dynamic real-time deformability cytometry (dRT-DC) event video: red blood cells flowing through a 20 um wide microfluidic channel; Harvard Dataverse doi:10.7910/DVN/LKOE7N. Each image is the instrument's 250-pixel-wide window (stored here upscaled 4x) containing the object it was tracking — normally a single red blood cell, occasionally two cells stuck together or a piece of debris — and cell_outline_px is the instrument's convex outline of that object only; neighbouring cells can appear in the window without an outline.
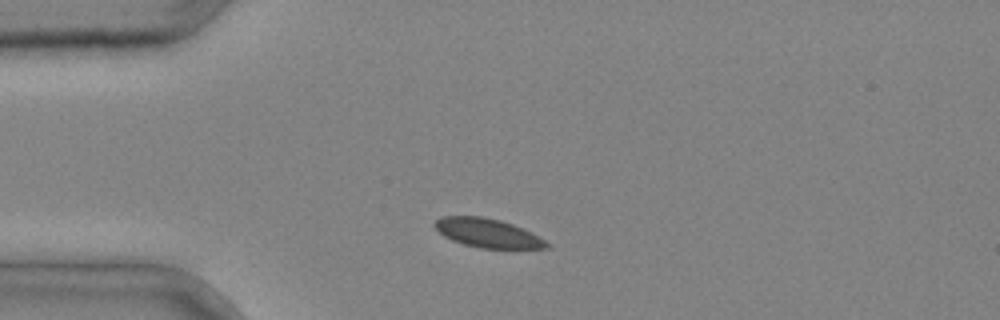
{"species": "common noctule bat (a hibernating species)", "species_latin": "Nyctalus noctula", "temperature_condition": "cold", "stored_images_in_passage": 1, "camera_frame_rate_fps": 3000, "um_per_image_px": 0.085, "animal": {"sex": "male", "body_mass_g": 20.4}, "frame": {"image": 1, "passage_image": 1, "time_ms": 0.0, "image_size_px": [1000, 320], "cell_outline_px": [[548, 248], [480, 248], [464, 244], [452, 240], [444, 236], [432, 224], [436, 220], [444, 216], [480, 216], [500, 220], [512, 224], [532, 232], [544, 240], [548, 244]], "centroid_in_image_um": [41.43, 19.8], "position_along_channel_um": 43.6, "area_um2": 18.61}}